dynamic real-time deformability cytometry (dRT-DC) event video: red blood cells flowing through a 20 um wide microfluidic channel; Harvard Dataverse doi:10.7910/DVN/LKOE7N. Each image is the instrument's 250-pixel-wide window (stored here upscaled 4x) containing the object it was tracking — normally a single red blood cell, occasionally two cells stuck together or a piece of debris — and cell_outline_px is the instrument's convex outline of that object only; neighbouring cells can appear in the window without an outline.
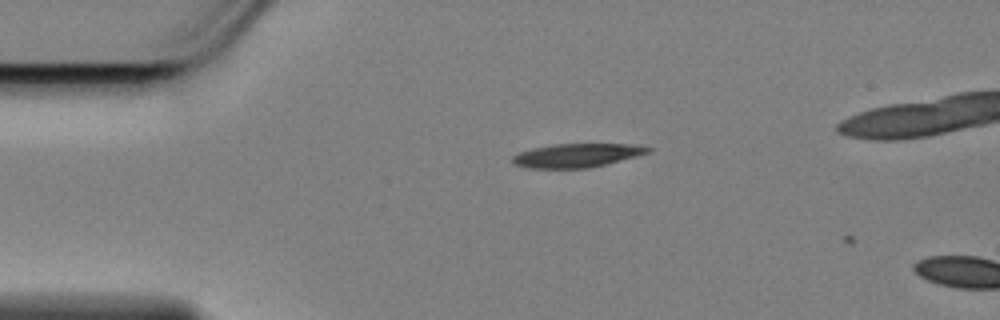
{"species": "Egyptian fruit bat (a non-hibernating species)", "species_latin": "Rousettus aegyptiacus", "temperature_condition": "cold", "stored_images_in_passage": 2, "camera_frame_rate_fps": 3000, "um_per_image_px": 0.085, "animal": {"sex": "female"}, "frame": {"image": 1, "passage_image": 1, "time_ms": 0.0, "image_size_px": [1000, 320], "cell_outline_px": [[652, 152], [608, 164], [588, 168], [524, 168], [512, 164], [512, 156], [520, 152], [532, 148], [552, 144], [640, 144], [652, 148]], "centroid_in_image_um": [49.06, 13.21], "position_along_channel_um": 35.9, "area_um2": 19.07}}